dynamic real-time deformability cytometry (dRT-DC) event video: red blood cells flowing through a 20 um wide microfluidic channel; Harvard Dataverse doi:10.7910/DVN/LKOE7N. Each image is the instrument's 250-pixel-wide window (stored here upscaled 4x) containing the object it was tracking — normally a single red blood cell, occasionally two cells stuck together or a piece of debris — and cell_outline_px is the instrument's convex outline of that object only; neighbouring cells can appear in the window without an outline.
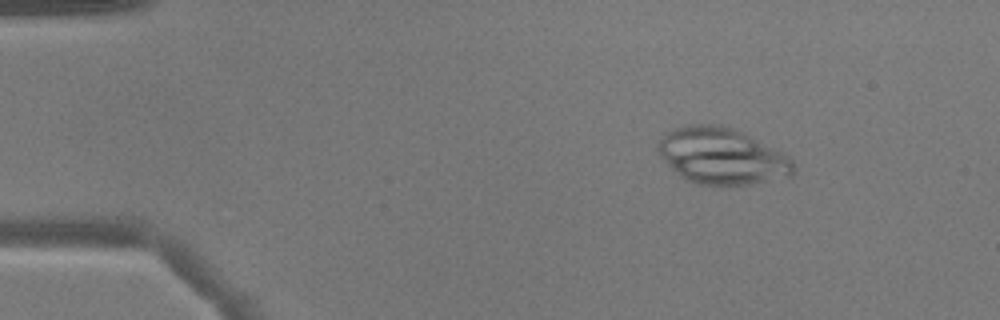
{"species": "common noctule bat (a hibernating species)", "species_latin": "Nyctalus noctula", "temperature_condition": "warm", "stored_images_in_passage": 49, "segment_of_instrument_passage": [1, 2], "camera_frame_rate_fps": 3000, "um_per_image_px": 0.085, "animal": {"sex": "male", "body_mass_g": 17.9}, "frame": {"image": 1, "passage_image": 6, "time_ms": 1.667, "image_size_px": [1000, 320], "cell_outline_px": [[796, 168], [792, 176], [748, 184], [696, 184], [684, 180], [672, 168], [656, 148], [656, 144], [668, 132], [684, 124], [720, 124], [732, 128], [784, 152], [792, 160]], "centroid_in_image_um": [61.38, 13.26], "position_along_channel_um": 23.6, "area_um2": 44.16}}